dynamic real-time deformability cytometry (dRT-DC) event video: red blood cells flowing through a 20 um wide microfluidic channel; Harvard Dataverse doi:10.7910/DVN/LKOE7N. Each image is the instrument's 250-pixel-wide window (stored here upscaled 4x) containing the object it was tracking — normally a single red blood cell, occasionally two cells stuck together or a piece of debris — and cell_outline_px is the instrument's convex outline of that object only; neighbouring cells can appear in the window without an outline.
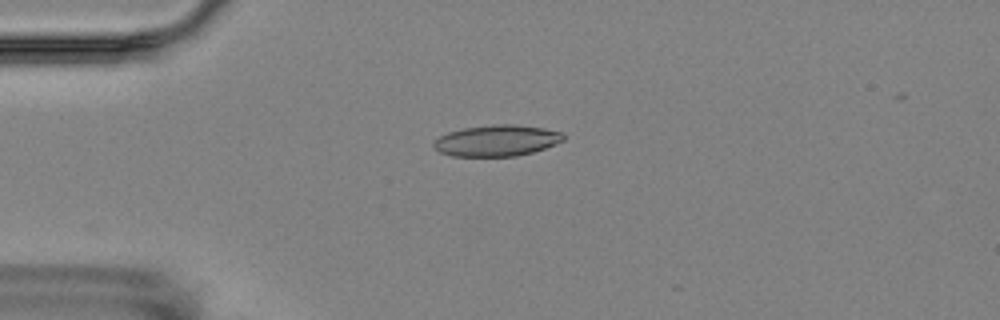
{"species": "Egyptian fruit bat (a non-hibernating species)", "species_latin": "Rousettus aegyptiacus", "temperature_condition": "room temperature", "stored_images_in_passage": 7, "camera_frame_rate_fps": 3000, "um_per_image_px": 0.085, "animal": {"sex": "female"}, "frame": {"image": 1, "passage_image": 5, "time_ms": 4.333, "image_size_px": [1000, 320], "cell_outline_px": [[564, 140], [556, 144], [532, 152], [516, 156], [452, 156], [440, 152], [432, 144], [440, 136], [448, 132], [464, 128], [492, 124], [508, 124], [544, 128], [564, 132]], "centroid_in_image_um": [42.24, 11.95], "position_along_channel_um": 42.8, "area_um2": 23.47}}